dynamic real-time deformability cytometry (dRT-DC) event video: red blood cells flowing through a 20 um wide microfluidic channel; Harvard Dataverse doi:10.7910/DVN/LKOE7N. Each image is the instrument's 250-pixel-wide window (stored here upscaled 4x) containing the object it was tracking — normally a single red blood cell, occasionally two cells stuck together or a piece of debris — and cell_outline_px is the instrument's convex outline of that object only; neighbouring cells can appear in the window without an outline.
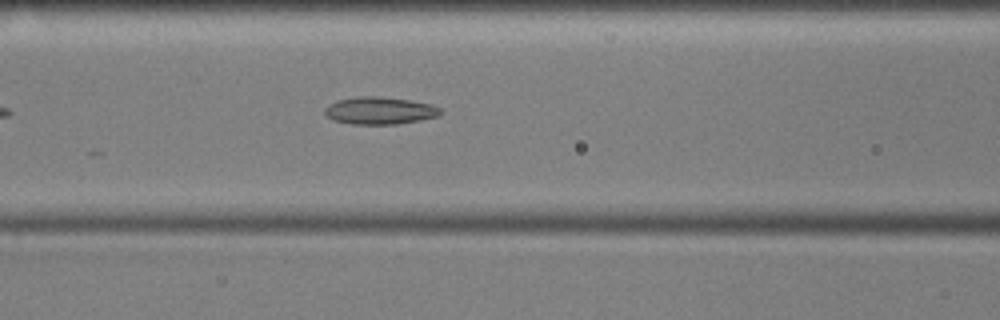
{"species": "common noctule bat (a hibernating species)", "species_latin": "Nyctalus noctula", "temperature_condition": "cold", "stored_images_in_passage": 45, "camera_frame_rate_fps": 3000, "um_per_image_px": 0.085, "animal": {"sex": "male", "body_mass_g": 17.9, "forearm_length_mm": 54.2}, "frame": {"image": 1, "passage_image": 12, "time_ms": 3.667, "image_size_px": [1000, 320], "cell_outline_px": [[444, 112], [436, 116], [420, 120], [396, 124], [352, 124], [332, 120], [324, 112], [324, 108], [328, 104], [336, 100], [360, 96], [376, 96], [408, 100], [432, 104], [440, 108]], "centroid_in_image_um": [32.25, 9.4], "position_along_channel_um": 134.3, "area_um2": 18.44}}
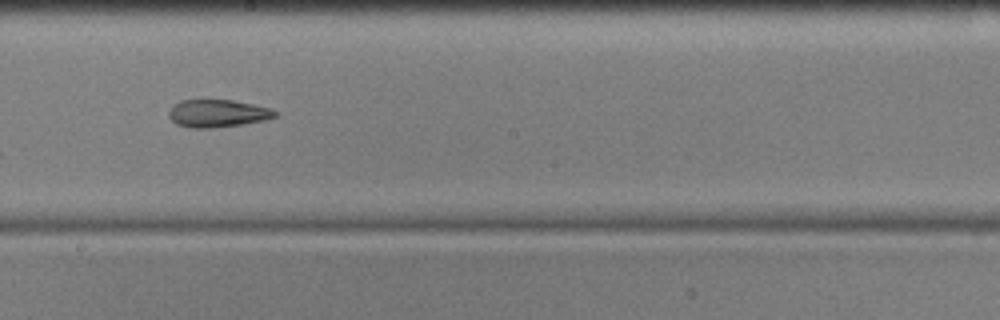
{"frame": {"image": 2, "passage_image": 20, "time_ms": 6.333, "image_size_px": [1000, 320], "cell_outline_px": [[276, 116], [264, 120], [240, 124], [212, 128], [188, 128], [176, 124], [168, 116], [168, 112], [172, 104], [180, 100], [232, 100], [272, 108], [276, 112]], "centroid_in_image_um": [18.44, 9.63], "position_along_channel_um": 229.8, "area_um2": 17.11}}
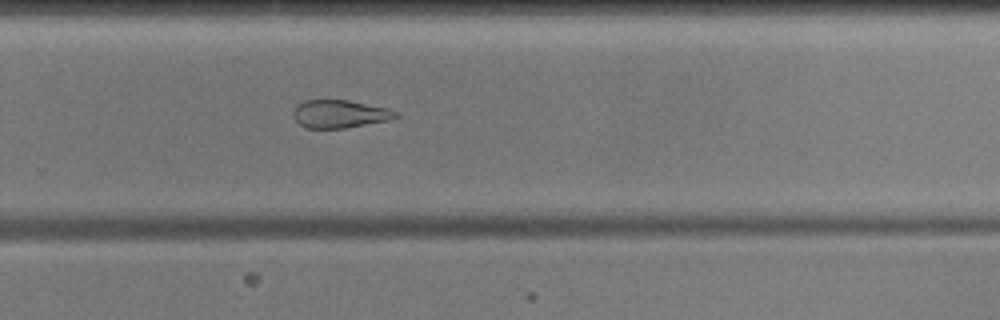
{"frame": {"image": 3, "passage_image": 26, "time_ms": 8.333, "image_size_px": [1000, 320], "cell_outline_px": [[400, 116], [388, 120], [344, 128], [304, 128], [292, 116], [292, 112], [296, 104], [304, 100], [348, 100], [388, 108], [400, 112]], "centroid_in_image_um": [28.86, 9.68], "position_along_channel_um": 300.9, "area_um2": 16.82}, "authors_computed_cell_mechanics": {"area_um2": 20.0566, "velocity_mm_per_s": 3.583, "shape_relaxation_time_tau1_ms": null, "shape_relaxation_time_tau2_ms": 9.1978, "deformation_change_tau1": null, "deformation_change_tau2": 0.2049}}